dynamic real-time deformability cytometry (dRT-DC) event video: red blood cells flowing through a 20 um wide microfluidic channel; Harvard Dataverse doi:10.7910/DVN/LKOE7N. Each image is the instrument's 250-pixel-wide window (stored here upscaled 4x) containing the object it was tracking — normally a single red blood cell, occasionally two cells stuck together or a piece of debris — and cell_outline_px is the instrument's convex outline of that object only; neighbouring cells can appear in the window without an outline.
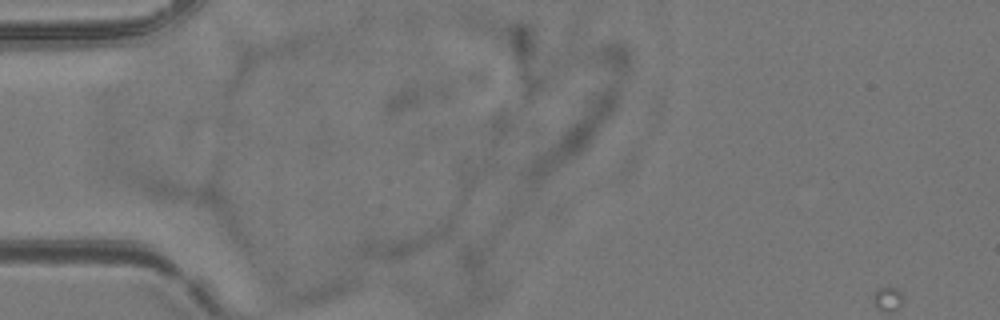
{"species": "common noctule bat (a hibernating species)", "species_latin": "Nyctalus noctula", "temperature_condition": "room temperature", "stored_images_in_passage": 2, "camera_frame_rate_fps": 3000, "um_per_image_px": 0.085, "animal": {"sex": "female", "body_mass_g": 24.6, "forearm_length_mm": 56.2}, "frame": {"image": 1, "passage_image": 1, "time_ms": 0.0, "image_size_px": [1000, 320], "cell_outline_px": [[452, 228], [448, 236], [396, 260], [392, 260], [356, 256], [356, 248], [364, 236], [452, 216]], "centroid_in_image_um": [34.32, 20.38], "position_along_channel_um": 50.7, "area_um2": 16.82}}